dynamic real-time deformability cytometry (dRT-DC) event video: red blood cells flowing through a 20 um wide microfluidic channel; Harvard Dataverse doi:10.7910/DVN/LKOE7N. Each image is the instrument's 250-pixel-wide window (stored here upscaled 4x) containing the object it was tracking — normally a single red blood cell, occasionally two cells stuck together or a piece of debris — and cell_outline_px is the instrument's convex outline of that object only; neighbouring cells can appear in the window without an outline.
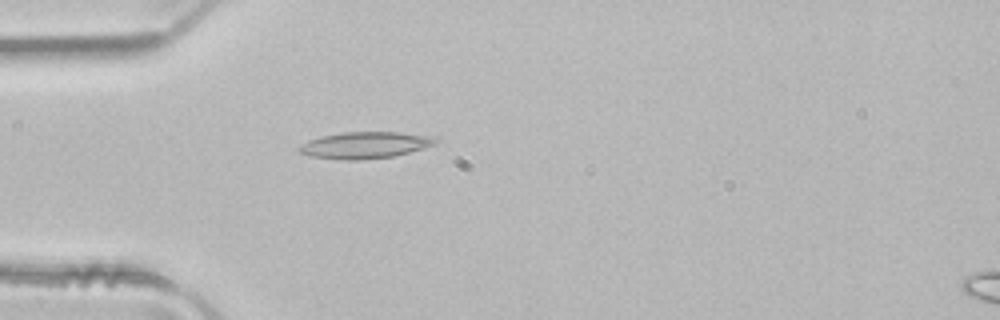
{"species": "common noctule bat (a hibernating species)", "species_latin": "Nyctalus noctula", "temperature_condition": "room temperature", "stored_images_in_passage": 5, "camera_frame_rate_fps": 3000, "um_per_image_px": 0.085, "animal": {"sex": "male", "body_mass_g": 21.5, "forearm_length_mm": 52.0}, "frame": {"image": 1, "passage_image": 4, "time_ms": 1.0, "image_size_px": [1000, 320], "cell_outline_px": [[440, 140], [436, 144], [408, 152], [392, 156], [360, 160], [344, 160], [308, 156], [300, 152], [296, 148], [300, 144], [308, 140], [320, 136], [344, 132], [400, 132], [436, 136]], "centroid_in_image_um": [31.02, 12.33], "position_along_channel_um": 54.0, "area_um2": 21.33}}